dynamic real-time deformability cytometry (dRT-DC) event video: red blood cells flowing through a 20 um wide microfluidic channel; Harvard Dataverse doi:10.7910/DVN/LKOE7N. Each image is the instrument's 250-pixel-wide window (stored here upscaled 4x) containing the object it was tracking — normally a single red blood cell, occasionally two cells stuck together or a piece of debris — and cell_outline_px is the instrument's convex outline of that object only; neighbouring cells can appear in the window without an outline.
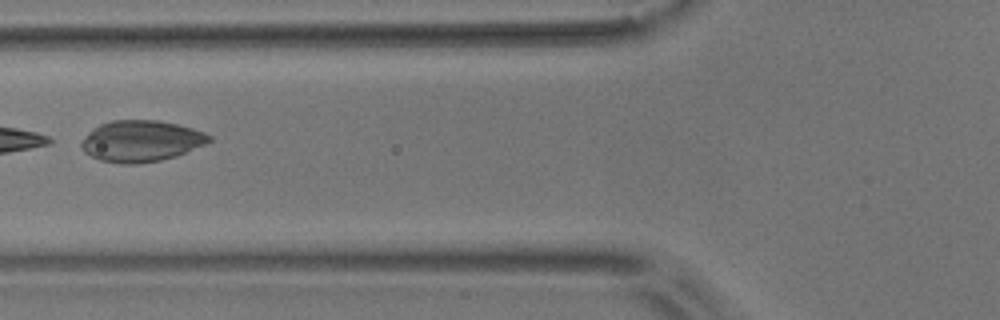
{"species": "common noctule bat (a hibernating species)", "species_latin": "Nyctalus noctula", "temperature_condition": "room temperature", "stored_images_in_passage": 6, "camera_frame_rate_fps": 3000, "um_per_image_px": 0.085, "animal": {"sex": "male", "body_mass_g": 17.9}, "frame": {"image": 1, "passage_image": 4, "time_ms": 3.667, "image_size_px": [1000, 320], "cell_outline_px": [[212, 140], [204, 144], [176, 156], [160, 160], [136, 164], [124, 164], [100, 160], [84, 152], [80, 148], [80, 140], [92, 128], [100, 124], [112, 120], [160, 120], [192, 128], [204, 132], [212, 136]], "centroid_in_image_um": [11.95, 11.98], "position_along_channel_um": 113.9, "area_um2": 30.81}}
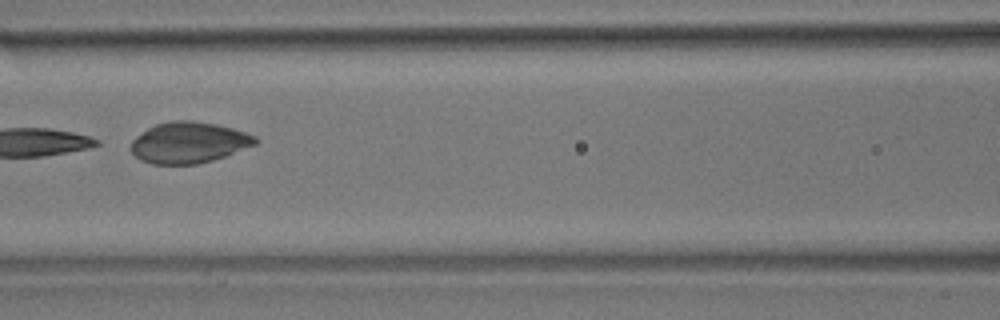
{"frame": {"image": 2, "passage_image": 5, "time_ms": 4.667, "image_size_px": [1000, 320], "cell_outline_px": [[260, 140], [256, 144], [224, 156], [212, 160], [196, 164], [152, 164], [140, 160], [132, 152], [132, 140], [136, 136], [148, 128], [156, 124], [172, 120], [192, 120], [216, 124], [232, 128], [256, 136]], "centroid_in_image_um": [16.05, 12.11], "position_along_channel_um": 150.6, "area_um2": 29.65}}
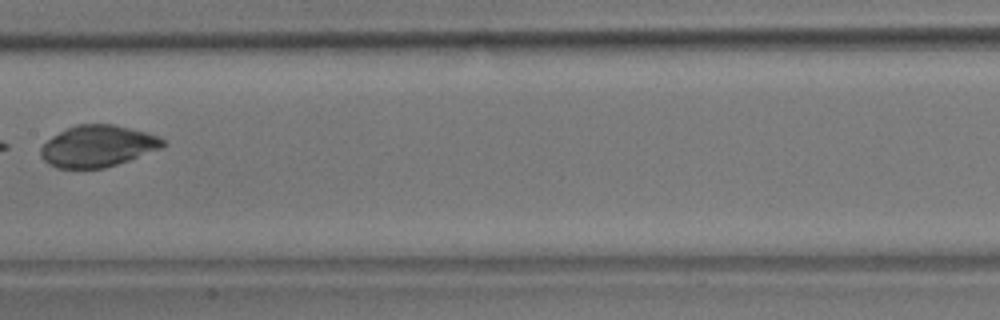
{"frame": {"image": 3, "passage_image": 6, "time_ms": 6.0, "image_size_px": [1000, 320], "cell_outline_px": [[168, 144], [164, 148], [104, 168], [56, 168], [48, 164], [40, 156], [40, 148], [52, 136], [76, 124], [112, 124], [148, 132], [164, 140]], "centroid_in_image_um": [8.32, 12.42], "position_along_channel_um": 199.1, "area_um2": 29.59}}